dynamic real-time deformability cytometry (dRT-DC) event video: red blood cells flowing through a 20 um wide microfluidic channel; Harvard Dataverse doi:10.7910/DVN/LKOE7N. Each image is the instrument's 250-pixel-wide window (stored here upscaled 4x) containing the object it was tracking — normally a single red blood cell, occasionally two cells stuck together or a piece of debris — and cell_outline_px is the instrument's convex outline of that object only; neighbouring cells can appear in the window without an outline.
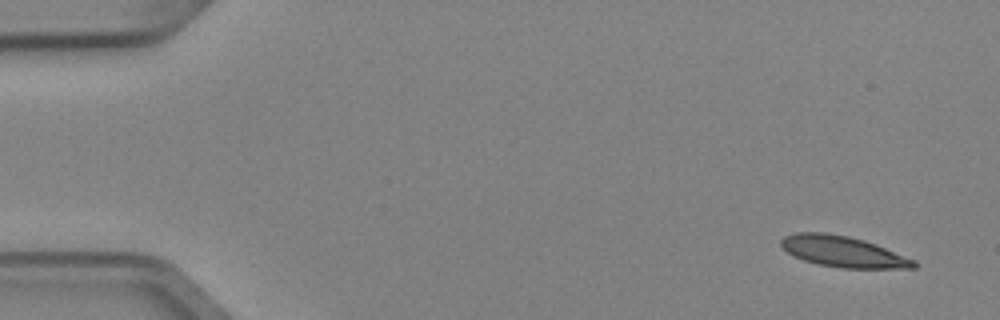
{"species": "Egyptian fruit bat (a non-hibernating species)", "species_latin": "Rousettus aegyptiacus", "temperature_condition": "cold", "stored_images_in_passage": 5, "camera_frame_rate_fps": 3000, "um_per_image_px": 0.085, "animal": {"sex": "female"}, "frame": {"image": 1, "passage_image": 1, "time_ms": 0.0, "image_size_px": [1000, 320], "cell_outline_px": [[920, 264], [916, 268], [844, 268], [820, 264], [804, 260], [792, 256], [780, 244], [780, 240], [784, 236], [796, 232], [824, 232], [848, 236], [864, 240], [876, 244], [916, 260]], "centroid_in_image_um": [71.68, 21.38], "position_along_channel_um": 13.3, "area_um2": 23.99}}
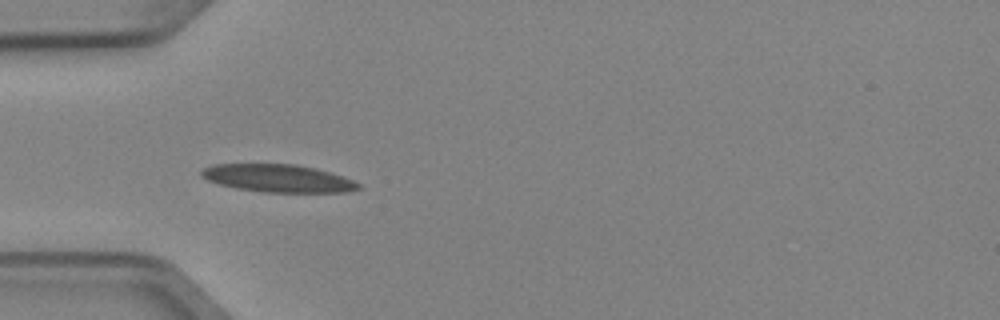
{"frame": {"image": 2, "passage_image": 4, "time_ms": 1.0, "image_size_px": [1000, 320], "cell_outline_px": [[360, 188], [344, 192], [264, 192], [236, 188], [220, 184], [208, 180], [200, 176], [200, 172], [204, 168], [212, 164], [296, 164], [344, 176], [360, 184]], "centroid_in_image_um": [23.6, 15.15], "position_along_channel_um": 61.4, "area_um2": 25.14}}
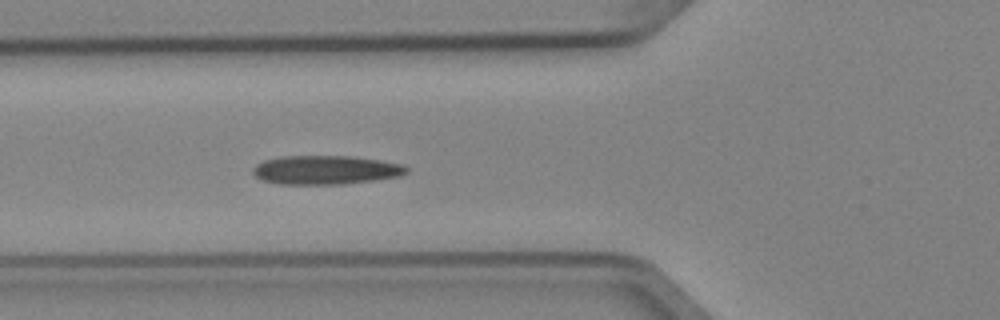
{"frame": {"image": 3, "passage_image": 5, "time_ms": 1.333, "image_size_px": [1000, 320], "cell_outline_px": [[408, 172], [400, 176], [344, 184], [280, 184], [264, 180], [256, 176], [252, 172], [252, 168], [256, 164], [264, 160], [280, 156], [352, 156], [380, 160], [404, 164], [408, 168]], "centroid_in_image_um": [27.69, 14.44], "position_along_channel_um": 98.1, "area_um2": 25.89}}